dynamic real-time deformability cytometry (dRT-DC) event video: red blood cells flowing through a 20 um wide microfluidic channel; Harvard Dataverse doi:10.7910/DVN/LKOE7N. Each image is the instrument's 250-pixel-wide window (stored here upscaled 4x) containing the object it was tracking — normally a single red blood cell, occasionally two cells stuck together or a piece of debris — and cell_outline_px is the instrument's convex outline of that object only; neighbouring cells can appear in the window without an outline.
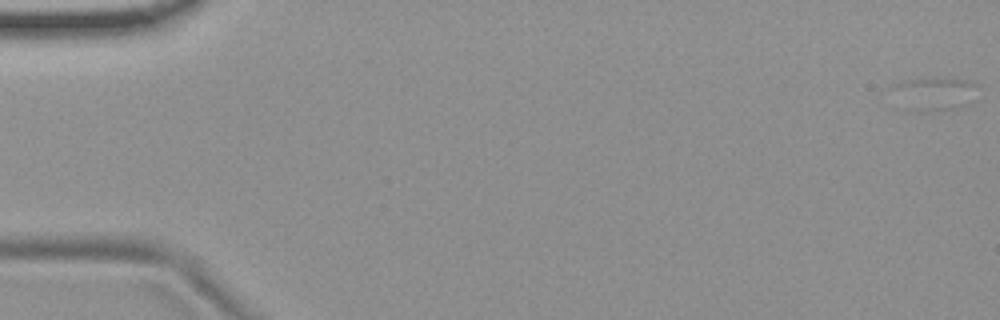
{"species": "common noctule bat (a hibernating species)", "species_latin": "Nyctalus noctula", "temperature_condition": "room temperature", "stored_images_in_passage": 7, "camera_frame_rate_fps": 3000, "um_per_image_px": 0.085, "animal": {"sex": "female", "body_mass_g": 19.9}, "frame": {"image": 1, "passage_image": 1, "time_ms": 0.0, "image_size_px": [1000, 320], "cell_outline_px": [[976, 100], [964, 104], [948, 108], [924, 112], [912, 112], [888, 88], [892, 84], [908, 80], [972, 80], [976, 84]], "centroid_in_image_um": [79.4, 7.98], "position_along_channel_um": 5.6, "area_um2": 15.9}}